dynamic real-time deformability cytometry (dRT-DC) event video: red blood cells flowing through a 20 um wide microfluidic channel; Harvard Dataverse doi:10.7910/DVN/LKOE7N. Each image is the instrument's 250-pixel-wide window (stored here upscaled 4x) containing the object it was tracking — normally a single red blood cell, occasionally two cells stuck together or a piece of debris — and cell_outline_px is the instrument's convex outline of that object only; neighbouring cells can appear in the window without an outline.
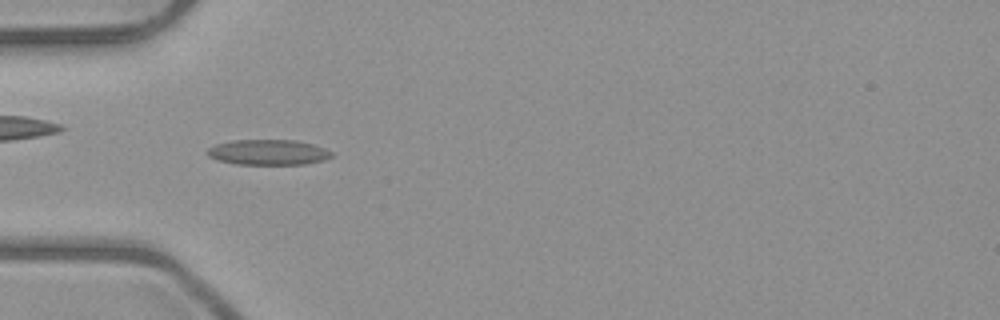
{"species": "common noctule bat (a hibernating species)", "species_latin": "Nyctalus noctula", "temperature_condition": "room temperature", "stored_images_in_passage": 8, "camera_frame_rate_fps": 3000, "um_per_image_px": 0.085, "animal": {"sex": "male", "body_mass_g": 23.1, "forearm_length_mm": 52.7}, "frame": {"image": 1, "passage_image": 5, "time_ms": 5.333, "image_size_px": [1000, 320], "cell_outline_px": [[332, 156], [324, 160], [304, 164], [236, 164], [216, 160], [208, 156], [208, 148], [216, 144], [232, 140], [296, 140], [312, 144], [324, 148], [332, 152]], "centroid_in_image_um": [22.78, 12.94], "position_along_channel_um": 62.2, "area_um2": 18.32}}
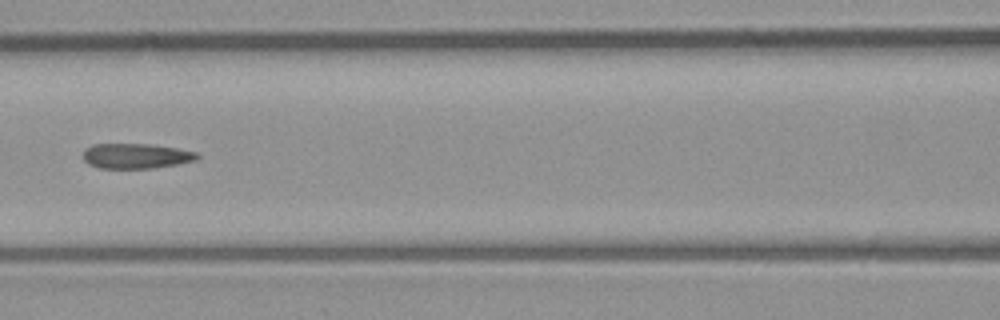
{"frame": {"image": 2, "passage_image": 7, "time_ms": 7.667, "image_size_px": [1000, 320], "cell_outline_px": [[200, 156], [196, 160], [176, 164], [152, 168], [100, 168], [88, 164], [84, 160], [84, 152], [92, 144], [148, 144], [176, 148], [196, 152]], "centroid_in_image_um": [11.56, 13.26], "position_along_channel_um": 155.0, "area_um2": 16.47}}
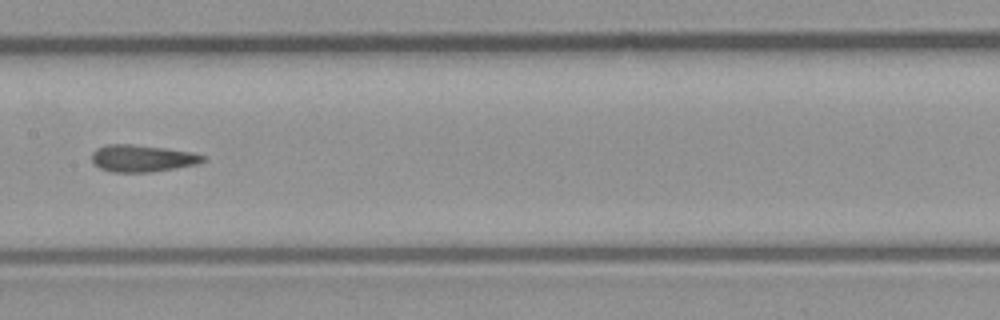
{"frame": {"image": 3, "passage_image": 8, "time_ms": 8.667, "image_size_px": [1000, 320], "cell_outline_px": [[208, 160], [196, 164], [176, 168], [152, 172], [112, 172], [100, 168], [92, 164], [92, 152], [96, 148], [108, 144], [132, 144], [164, 148], [192, 152], [204, 156]], "centroid_in_image_um": [12.07, 13.46], "position_along_channel_um": 195.3, "area_um2": 17.57}}